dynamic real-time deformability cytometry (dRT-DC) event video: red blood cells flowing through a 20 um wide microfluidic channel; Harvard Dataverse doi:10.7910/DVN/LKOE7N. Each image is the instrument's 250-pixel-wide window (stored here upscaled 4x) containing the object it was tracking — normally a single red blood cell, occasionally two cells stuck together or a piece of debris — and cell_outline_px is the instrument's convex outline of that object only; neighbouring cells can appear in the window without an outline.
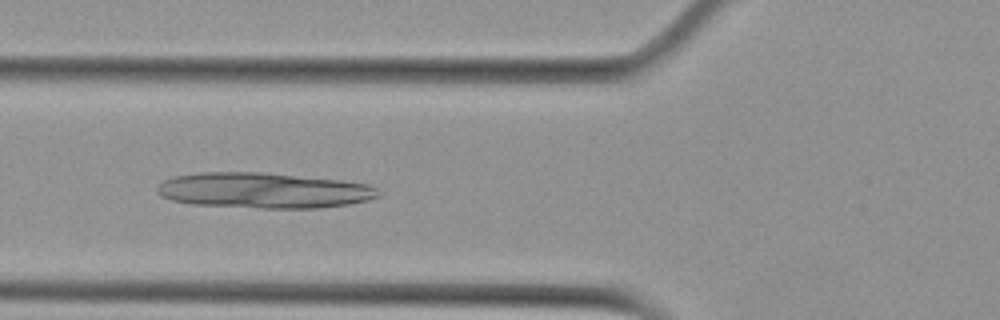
{"species": "Egyptian fruit bat (a non-hibernating species)", "species_latin": "Rousettus aegyptiacus", "temperature_condition": "cold", "stored_images_in_passage": 6, "camera_frame_rate_fps": 3000, "um_per_image_px": 0.085, "animal": {"sex": "female"}, "frame": {"image": 1, "passage_image": 6, "time_ms": 5.667, "image_size_px": [1000, 320], "cell_outline_px": [[380, 196], [368, 200], [348, 204], [320, 208], [264, 208], [192, 204], [172, 200], [160, 196], [156, 192], [156, 188], [164, 180], [172, 176], [200, 172], [260, 172], [344, 180], [368, 184], [376, 188], [380, 192]], "centroid_in_image_um": [22.4, 16.18], "position_along_channel_um": 103.4, "area_um2": 46.01}}